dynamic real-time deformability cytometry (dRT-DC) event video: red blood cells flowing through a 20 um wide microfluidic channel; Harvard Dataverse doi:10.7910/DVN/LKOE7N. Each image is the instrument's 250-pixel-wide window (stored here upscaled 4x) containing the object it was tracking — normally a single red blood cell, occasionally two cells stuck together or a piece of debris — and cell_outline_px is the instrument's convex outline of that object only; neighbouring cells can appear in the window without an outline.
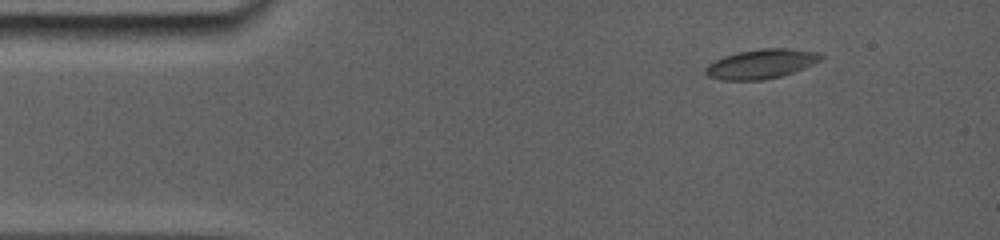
{"species": "common noctule bat (a hibernating species)", "species_latin": "Nyctalus noctula", "temperature_condition": "room temperature", "stored_images_in_passage": 5, "camera_frame_rate_fps": 5000, "um_per_image_px": 0.085, "animal": {"sex": "female", "body_mass_g": 19.0, "forearm_length_mm": 56.7}, "frame": {"image": 1, "passage_image": 3, "time_ms": 1.6, "image_size_px": [1000, 240], "cell_outline_px": [[824, 60], [804, 68], [780, 76], [764, 80], [720, 80], [708, 76], [704, 72], [704, 68], [708, 64], [724, 56], [740, 52], [760, 48], [792, 48], [820, 52], [824, 56]], "centroid_in_image_um": [64.75, 5.42], "position_along_channel_um": 20.3, "area_um2": 20.0}}